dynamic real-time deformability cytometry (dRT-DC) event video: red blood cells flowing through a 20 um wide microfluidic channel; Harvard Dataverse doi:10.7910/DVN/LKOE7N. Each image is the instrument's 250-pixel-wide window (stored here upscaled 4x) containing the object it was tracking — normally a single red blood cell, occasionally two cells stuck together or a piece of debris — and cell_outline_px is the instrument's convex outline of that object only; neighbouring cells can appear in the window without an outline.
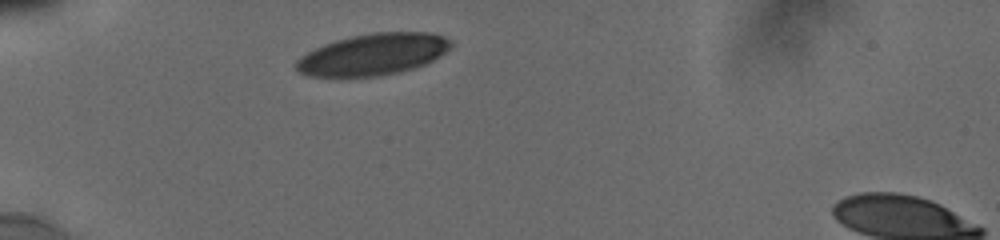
{"species": "human", "species_latin": "Homo sapiens", "temperature_condition": "cold", "stored_images_in_passage": 1, "camera_frame_rate_fps": 3000, "um_per_image_px": 0.085, "donor": {"sex": "male"}, "frame": {"image": 1, "passage_image": 1, "time_ms": 0.0, "image_size_px": [1000, 240], "cell_outline_px": [[452, 44], [440, 56], [424, 64], [400, 72], [380, 76], [308, 76], [300, 72], [292, 64], [300, 56], [324, 44], [336, 40], [352, 36], [372, 32], [432, 32], [444, 36]], "centroid_in_image_um": [31.68, 4.62], "position_along_channel_um": 53.3, "area_um2": 37.28}}